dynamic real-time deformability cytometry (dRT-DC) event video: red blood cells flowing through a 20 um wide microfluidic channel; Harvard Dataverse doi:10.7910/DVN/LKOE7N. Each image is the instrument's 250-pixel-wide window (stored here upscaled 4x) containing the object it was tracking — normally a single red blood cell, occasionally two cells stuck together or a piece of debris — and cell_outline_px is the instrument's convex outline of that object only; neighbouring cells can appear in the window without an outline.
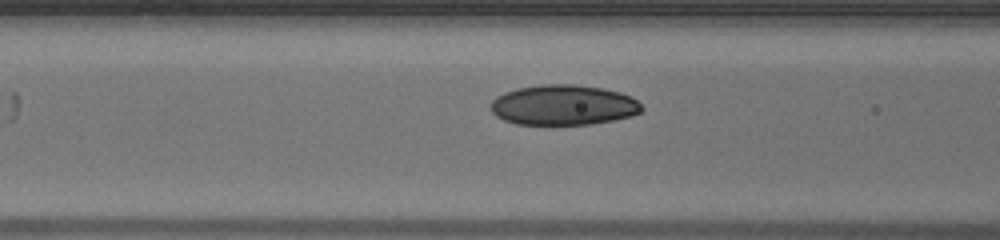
{"species": "human", "species_latin": "Homo sapiens", "temperature_condition": "warm", "stored_images_in_passage": 18, "camera_frame_rate_fps": 3000, "um_per_image_px": 0.085, "donor": {"sex": "male"}, "frame": {"image": 1, "passage_image": 16, "time_ms": 5.0, "image_size_px": [1000, 240], "cell_outline_px": [[644, 108], [640, 112], [632, 116], [592, 124], [552, 128], [516, 124], [504, 120], [496, 116], [492, 112], [488, 104], [496, 96], [504, 92], [516, 88], [544, 84], [572, 84], [604, 88], [620, 92], [632, 96]], "centroid_in_image_um": [47.84, 8.97], "position_along_channel_um": 118.8, "area_um2": 36.76}}